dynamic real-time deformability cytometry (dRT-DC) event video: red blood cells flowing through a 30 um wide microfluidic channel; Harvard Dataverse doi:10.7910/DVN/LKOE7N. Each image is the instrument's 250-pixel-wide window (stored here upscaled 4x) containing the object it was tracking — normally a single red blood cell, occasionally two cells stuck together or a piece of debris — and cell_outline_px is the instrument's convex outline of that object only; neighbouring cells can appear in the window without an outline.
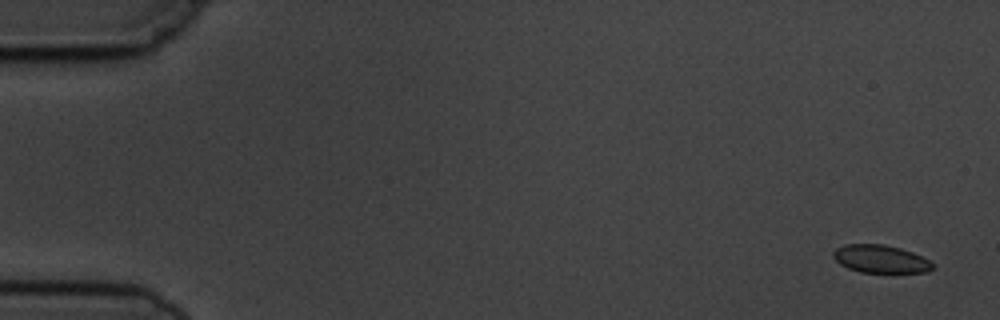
{"species": "common noctule bat (a hibernating species)", "species_latin": "Nyctalus noctula", "temperature_condition": "cold", "stored_images_in_passage": 5, "camera_frame_rate_fps": 3000, "um_per_image_px": 0.085, "animal": {"sex": "male", "body_mass_g": 19.5, "forearm_length_mm": 54.6}, "frame": {"image": 1, "passage_image": 1, "time_ms": 0.0, "image_size_px": [1000, 320], "cell_outline_px": [[936, 264], [928, 272], [860, 272], [848, 268], [840, 264], [832, 256], [832, 252], [836, 248], [844, 244], [884, 244], [900, 248], [912, 252]], "centroid_in_image_um": [74.82, 22.0], "position_along_channel_um": 10.2, "area_um2": 16.13}}